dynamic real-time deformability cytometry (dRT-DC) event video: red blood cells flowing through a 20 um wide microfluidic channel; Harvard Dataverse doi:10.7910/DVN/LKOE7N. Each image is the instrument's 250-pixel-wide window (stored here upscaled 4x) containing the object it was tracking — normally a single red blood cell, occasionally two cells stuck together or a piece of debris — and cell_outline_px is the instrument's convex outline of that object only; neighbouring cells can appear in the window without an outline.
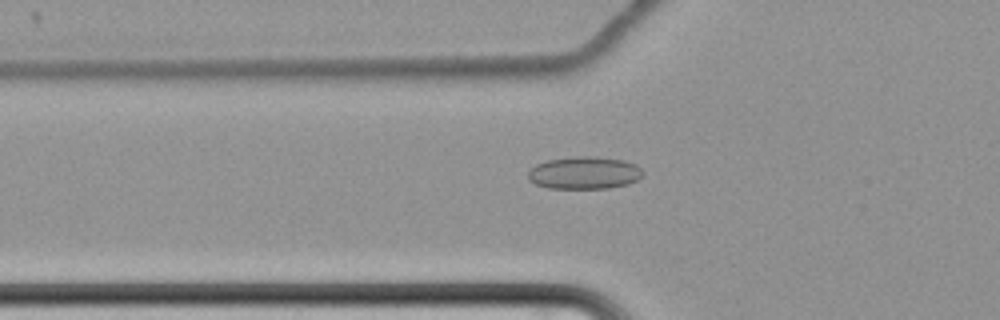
{"species": "common noctule bat (a hibernating species)", "species_latin": "Nyctalus noctula", "temperature_condition": "cold", "stored_images_in_passage": 45, "camera_frame_rate_fps": 3000, "um_per_image_px": 0.085, "animal": {"sex": "female", "body_mass_g": 22.7, "forearm_length_mm": 54.2}, "frame": {"image": 1, "passage_image": 6, "time_ms": 1.667, "image_size_px": [1000, 320], "cell_outline_px": [[644, 172], [636, 180], [628, 184], [608, 188], [548, 188], [536, 184], [528, 180], [528, 172], [536, 164], [548, 160], [576, 156], [592, 156], [624, 160], [636, 164]], "centroid_in_image_um": [49.66, 14.69], "position_along_channel_um": 76.1, "area_um2": 21.68}}
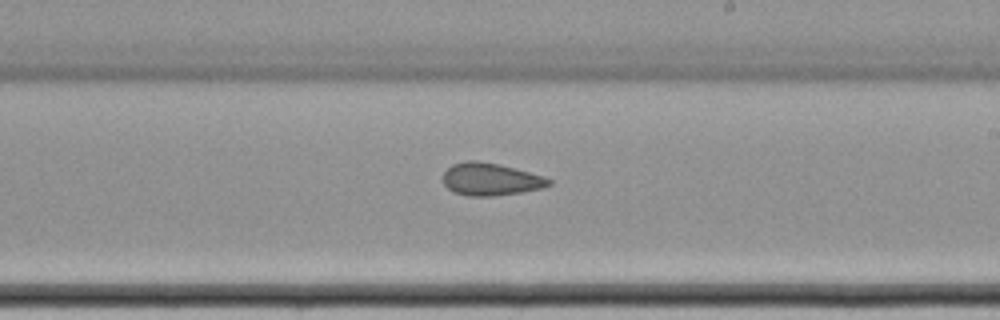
{"frame": {"image": 2, "passage_image": 21, "time_ms": 6.667, "image_size_px": [1000, 320], "cell_outline_px": [[552, 184], [544, 188], [496, 196], [468, 196], [452, 192], [444, 184], [444, 172], [452, 164], [468, 160], [476, 160], [500, 164], [544, 176], [552, 180]], "centroid_in_image_um": [41.72, 15.24], "position_along_channel_um": 247.3, "area_um2": 20.17}}
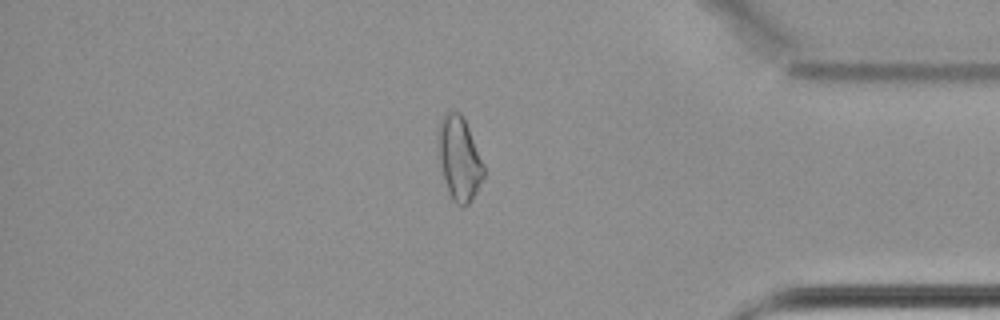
{"frame": {"image": 3, "passage_image": 36, "time_ms": 11.667, "image_size_px": [1000, 320], "cell_outline_px": [[484, 176], [476, 192], [468, 204], [460, 208], [452, 200], [448, 192], [440, 160], [440, 120], [444, 112], [460, 112], [468, 128], [484, 164]], "centroid_in_image_um": [39.07, 13.52], "position_along_channel_um": 396.1, "area_um2": 21.5}, "authors_computed_cell_mechanics": {"area_um2": 20.3456, "velocity_mm_per_s": 3.4436, "shape_relaxation_time_tau1_ms": null, "shape_relaxation_time_tau2_ms": 8.0346, "deformation_change_tau1": null, "deformation_change_tau2": 0.1279}}